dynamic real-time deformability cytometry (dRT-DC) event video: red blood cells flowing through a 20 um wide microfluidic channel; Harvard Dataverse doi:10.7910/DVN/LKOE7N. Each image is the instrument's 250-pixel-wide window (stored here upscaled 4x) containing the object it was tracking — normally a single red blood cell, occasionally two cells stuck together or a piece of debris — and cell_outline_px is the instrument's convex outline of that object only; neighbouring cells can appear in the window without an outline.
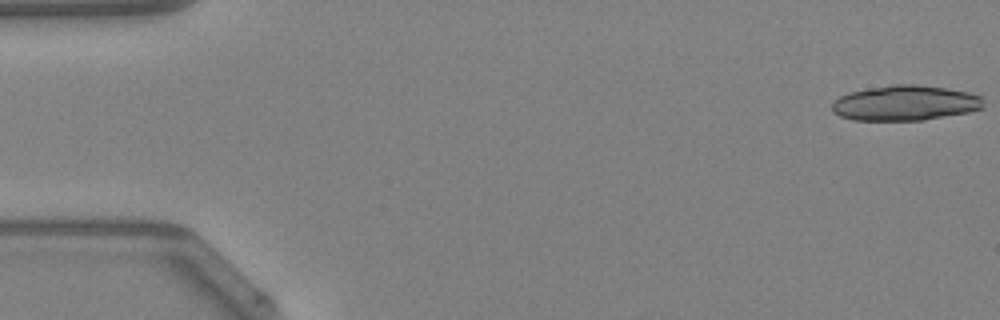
{"species": "Egyptian fruit bat (a non-hibernating species)", "species_latin": "Rousettus aegyptiacus", "temperature_condition": "warm", "stored_images_in_passage": 7, "camera_frame_rate_fps": 3000, "um_per_image_px": 0.085, "animal": {"sex": "female"}, "frame": {"image": 1, "passage_image": 1, "time_ms": 0.0, "image_size_px": [1000, 320], "cell_outline_px": [[984, 108], [968, 112], [924, 120], [852, 120], [840, 116], [832, 112], [832, 104], [840, 96], [848, 92], [868, 88], [892, 84], [916, 84], [944, 88], [968, 92], [984, 96]], "centroid_in_image_um": [76.96, 8.75], "position_along_channel_um": 8.0, "area_um2": 31.27}}